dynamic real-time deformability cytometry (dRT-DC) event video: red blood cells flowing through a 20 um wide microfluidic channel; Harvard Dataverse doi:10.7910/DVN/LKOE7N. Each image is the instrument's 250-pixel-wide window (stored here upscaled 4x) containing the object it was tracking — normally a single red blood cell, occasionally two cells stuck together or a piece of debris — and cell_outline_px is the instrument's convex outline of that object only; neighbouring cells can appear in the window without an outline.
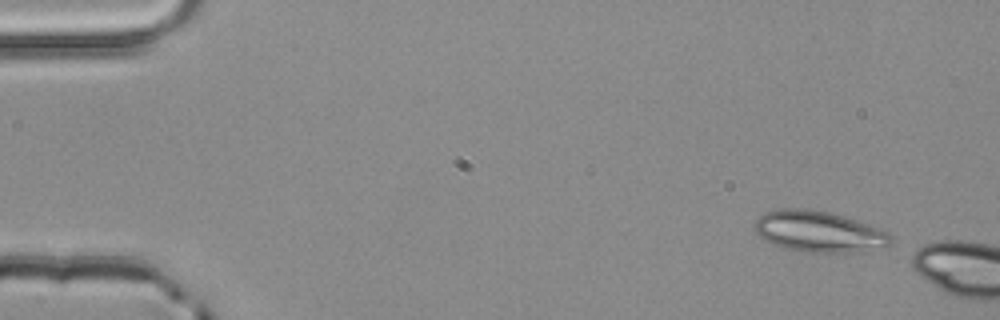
{"species": "common noctule bat (a hibernating species)", "species_latin": "Nyctalus noctula", "temperature_condition": "room temperature", "stored_images_in_passage": 2, "camera_frame_rate_fps": 3000, "um_per_image_px": 0.085, "animal": {"sex": "male", "body_mass_g": 20.4}, "frame": {"image": 1, "passage_image": 1, "time_ms": 0.0, "image_size_px": [1000, 320], "cell_outline_px": [[892, 240], [888, 244], [856, 252], [804, 252], [784, 248], [772, 244], [764, 240], [756, 232], [756, 220], [764, 212], [780, 208], [804, 208], [828, 212], [856, 220], [888, 232], [892, 236]], "centroid_in_image_um": [69.54, 19.67], "position_along_channel_um": 15.5, "area_um2": 32.14}}